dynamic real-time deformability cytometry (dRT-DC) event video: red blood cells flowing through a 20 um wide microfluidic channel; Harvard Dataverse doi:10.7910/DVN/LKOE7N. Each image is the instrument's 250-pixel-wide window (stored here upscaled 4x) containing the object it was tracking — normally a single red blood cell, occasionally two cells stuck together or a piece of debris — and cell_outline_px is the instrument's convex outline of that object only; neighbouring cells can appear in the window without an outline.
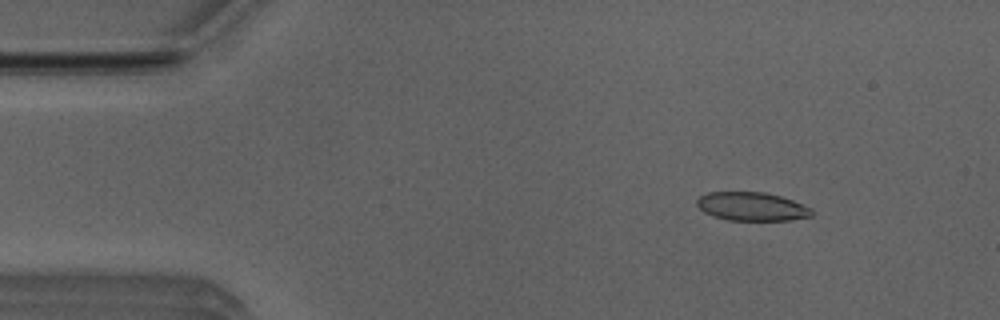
{"species": "Egyptian fruit bat (a non-hibernating species)", "species_latin": "Rousettus aegyptiacus", "temperature_condition": "room temperature", "stored_images_in_passage": 49, "camera_frame_rate_fps": 3000, "um_per_image_px": 0.085, "animal": {"sex": "male"}, "frame": {"image": 1, "passage_image": 4, "time_ms": 1.0, "image_size_px": [1000, 320], "cell_outline_px": [[812, 216], [788, 220], [728, 220], [712, 216], [704, 212], [696, 204], [696, 200], [700, 196], [708, 192], [764, 192], [780, 196], [792, 200], [812, 208]], "centroid_in_image_um": [63.88, 17.55], "position_along_channel_um": 21.1, "area_um2": 19.07}}
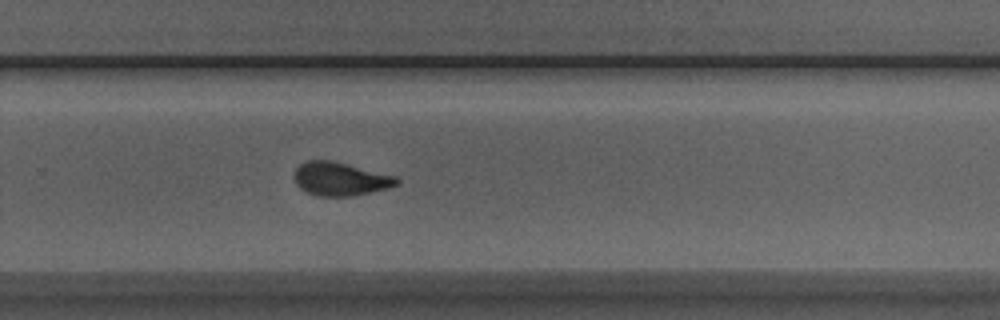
{"frame": {"image": 2, "passage_image": 31, "time_ms": 10.0, "image_size_px": [1000, 320], "cell_outline_px": [[400, 184], [388, 188], [352, 196], [316, 196], [300, 188], [296, 184], [296, 168], [300, 164], [308, 160], [328, 160], [396, 176], [400, 180]], "centroid_in_image_um": [28.94, 15.22], "position_along_channel_um": 300.9, "area_um2": 19.65}}
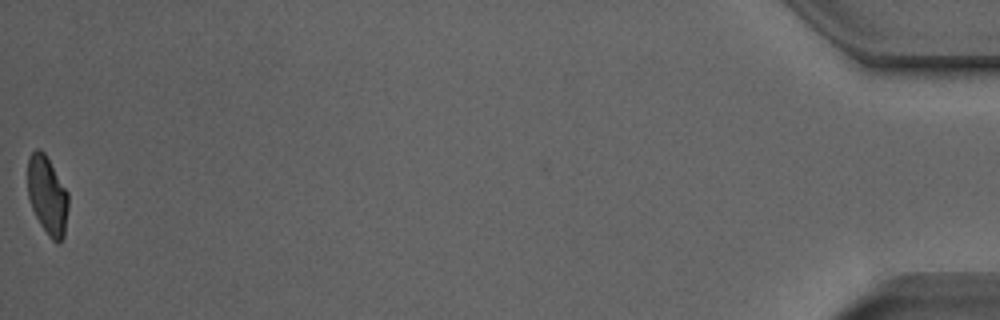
{"frame": {"image": 3, "passage_image": 49, "time_ms": 16.0, "image_size_px": [1000, 320], "cell_outline_px": [[68, 208], [64, 236], [60, 244], [56, 244], [48, 236], [40, 224], [32, 208], [28, 196], [28, 160], [32, 152], [36, 148], [40, 148], [44, 152], [68, 192]], "centroid_in_image_um": [4.03, 16.64], "position_along_channel_um": 431.2, "area_um2": 18.61}, "authors_computed_cell_mechanics": {"area_um2": 19.9988, "velocity_mm_per_s": 3.9532, "shape_relaxation_time_tau1_ms": 5.0961, "shape_relaxation_time_tau2_ms": 1.7065, "deformation_change_tau1": 0.1456, "deformation_change_tau2": 0.0725}}